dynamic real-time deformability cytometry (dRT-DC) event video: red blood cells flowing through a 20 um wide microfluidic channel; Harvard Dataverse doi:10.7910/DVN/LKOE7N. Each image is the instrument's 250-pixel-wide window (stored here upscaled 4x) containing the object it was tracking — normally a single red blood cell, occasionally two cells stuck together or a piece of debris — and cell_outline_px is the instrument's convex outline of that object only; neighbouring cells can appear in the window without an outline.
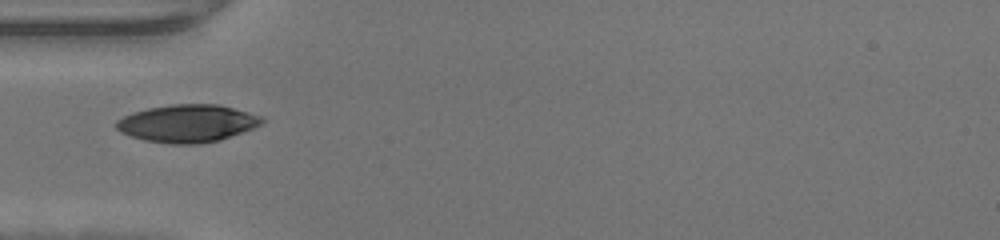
{"species": "human", "species_latin": "Homo sapiens", "temperature_condition": "warm", "stored_images_in_passage": 33, "camera_frame_rate_fps": 3000, "um_per_image_px": 0.085, "donor": {"sex": "male"}, "frame": {"image": 1, "passage_image": 1, "time_ms": 0.0, "image_size_px": [1000, 240], "cell_outline_px": [[264, 120], [260, 124], [252, 128], [220, 140], [196, 144], [172, 144], [144, 140], [120, 132], [116, 128], [116, 120], [132, 112], [148, 108], [172, 104], [220, 104], [248, 112], [260, 116]], "centroid_in_image_um": [15.9, 10.48], "position_along_channel_um": 69.1, "area_um2": 31.73}}
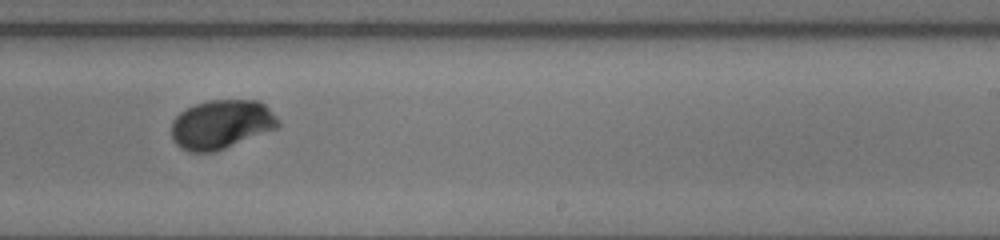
{"frame": {"image": 2, "passage_image": 15, "time_ms": 4.667, "image_size_px": [1000, 240], "cell_outline_px": [[280, 124], [276, 128], [216, 152], [188, 152], [180, 148], [172, 140], [172, 120], [180, 112], [196, 104], [208, 100], [256, 100], [264, 104], [280, 120]], "centroid_in_image_um": [18.79, 10.58], "position_along_channel_um": 270.2, "area_um2": 30.52}}
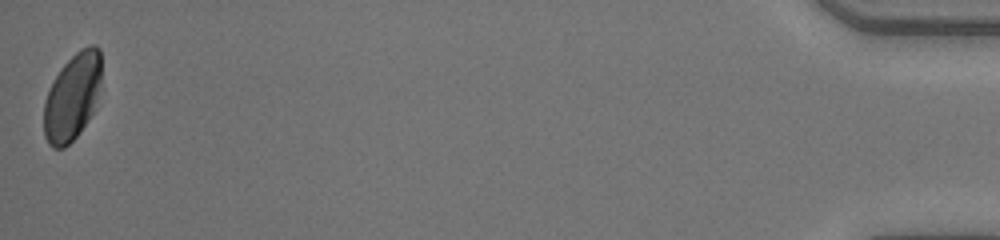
{"frame": {"image": 3, "passage_image": 33, "time_ms": 10.667, "image_size_px": [1000, 240], "cell_outline_px": [[100, 84], [92, 112], [88, 120], [80, 132], [64, 148], [52, 148], [48, 144], [44, 136], [44, 100], [56, 76], [64, 64], [76, 52], [88, 44], [96, 44], [100, 48]], "centroid_in_image_um": [6.14, 8.24], "position_along_channel_um": 429.1, "area_um2": 28.84}}